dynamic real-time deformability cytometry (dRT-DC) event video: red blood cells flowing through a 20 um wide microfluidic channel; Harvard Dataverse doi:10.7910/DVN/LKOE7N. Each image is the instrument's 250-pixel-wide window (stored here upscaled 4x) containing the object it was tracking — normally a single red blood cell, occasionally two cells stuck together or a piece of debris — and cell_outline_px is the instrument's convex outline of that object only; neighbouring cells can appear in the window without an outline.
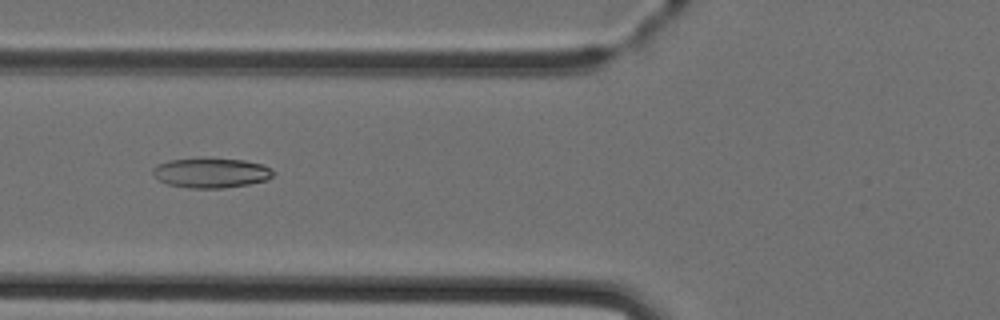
{"species": "Egyptian fruit bat (a non-hibernating species)", "species_latin": "Rousettus aegyptiacus", "temperature_condition": "cold", "stored_images_in_passage": 4, "camera_frame_rate_fps": 3000, "um_per_image_px": 0.085, "animal": {"sex": "female"}, "frame": {"image": 1, "passage_image": 3, "time_ms": 2.333, "image_size_px": [1000, 320], "cell_outline_px": [[276, 172], [272, 176], [264, 180], [248, 184], [224, 188], [188, 188], [168, 184], [160, 180], [152, 172], [152, 168], [168, 160], [244, 160], [260, 164], [272, 168]], "centroid_in_image_um": [17.97, 14.72], "position_along_channel_um": 107.8, "area_um2": 20.23}}
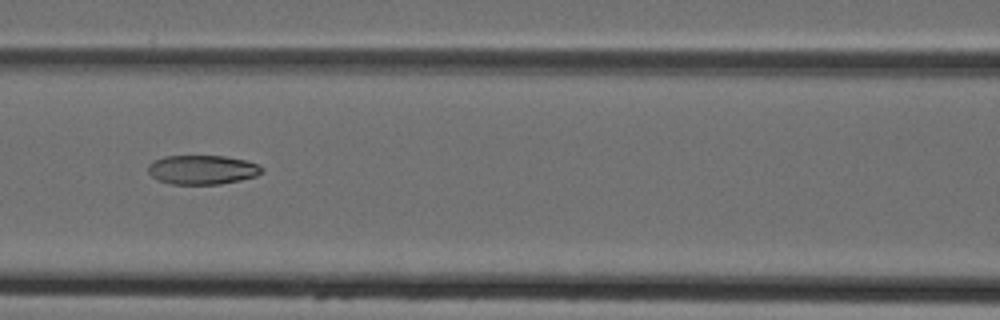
{"frame": {"image": 2, "passage_image": 4, "time_ms": 3.333, "image_size_px": [1000, 320], "cell_outline_px": [[264, 172], [256, 176], [240, 180], [220, 184], [172, 184], [156, 180], [148, 172], [148, 164], [152, 160], [164, 156], [224, 156], [244, 160], [256, 164], [264, 168]], "centroid_in_image_um": [17.17, 14.43], "position_along_channel_um": 149.4, "area_um2": 19.48}}